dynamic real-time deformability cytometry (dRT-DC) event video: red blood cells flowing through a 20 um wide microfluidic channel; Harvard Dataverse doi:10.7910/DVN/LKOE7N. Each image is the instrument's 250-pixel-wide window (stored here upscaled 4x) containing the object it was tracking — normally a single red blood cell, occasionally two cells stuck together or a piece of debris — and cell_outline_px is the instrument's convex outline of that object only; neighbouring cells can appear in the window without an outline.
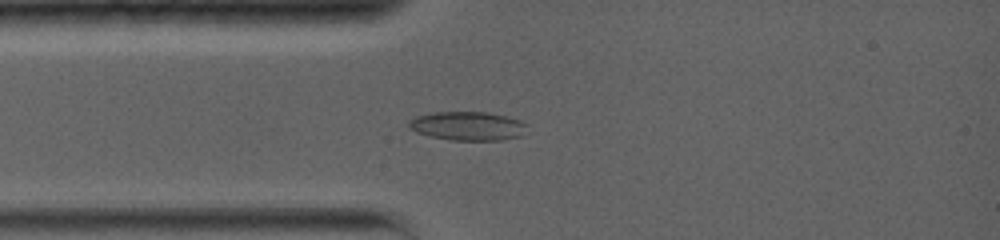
{"species": "common noctule bat (a hibernating species)", "species_latin": "Nyctalus noctula", "temperature_condition": "warm", "stored_images_in_passage": 11, "camera_frame_rate_fps": 5000, "um_per_image_px": 0.085, "animal": {"sex": "female", "body_mass_g": 19.0, "forearm_length_mm": 56.7}, "frame": {"image": 1, "passage_image": 7, "time_ms": 3.0, "image_size_px": [1000, 240], "cell_outline_px": [[528, 124], [524, 136], [500, 140], [452, 140], [428, 136], [416, 132], [408, 128], [408, 120], [416, 116], [432, 112], [488, 112], [508, 116], [520, 120]], "centroid_in_image_um": [39.77, 10.71], "position_along_channel_um": 45.2, "area_um2": 20.23}}
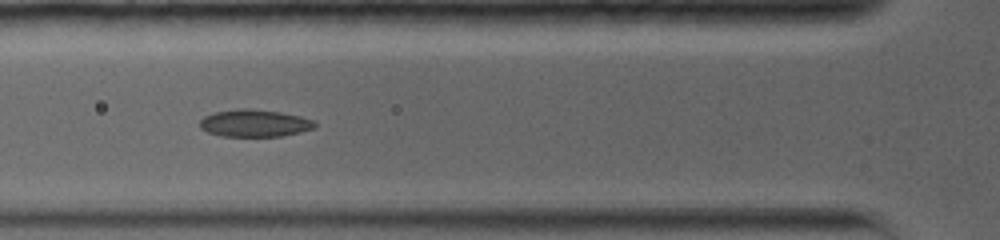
{"frame": {"image": 2, "passage_image": 10, "time_ms": 4.6, "image_size_px": [1000, 240], "cell_outline_px": [[316, 128], [300, 132], [280, 136], [220, 136], [208, 132], [200, 128], [200, 120], [204, 116], [212, 112], [236, 108], [252, 108], [280, 112], [300, 116], [316, 120]], "centroid_in_image_um": [21.64, 10.45], "position_along_channel_um": 104.2, "area_um2": 18.55}}